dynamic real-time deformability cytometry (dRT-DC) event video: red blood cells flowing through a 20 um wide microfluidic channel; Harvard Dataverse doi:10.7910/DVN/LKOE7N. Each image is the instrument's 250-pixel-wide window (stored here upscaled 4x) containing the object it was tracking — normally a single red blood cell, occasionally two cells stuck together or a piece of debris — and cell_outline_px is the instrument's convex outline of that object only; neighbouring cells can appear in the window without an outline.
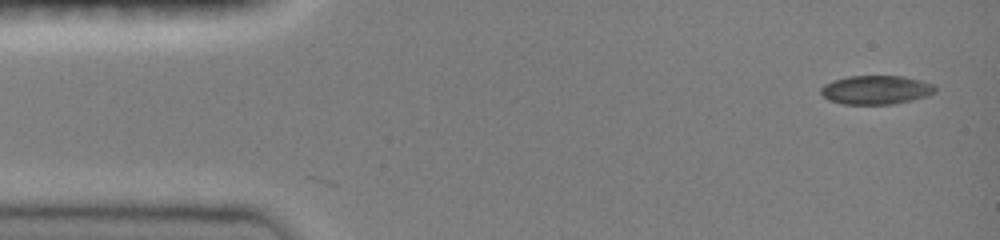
{"species": "common noctule bat (a hibernating species)", "species_latin": "Nyctalus noctula", "temperature_condition": "room temperature", "stored_images_in_passage": 2, "camera_frame_rate_fps": 3000, "um_per_image_px": 0.085, "animal": {"sex": "female", "body_mass_g": 19.0, "forearm_length_mm": 51.5}, "frame": {"image": 1, "passage_image": 2, "time_ms": 0.333, "image_size_px": [1000, 240], "cell_outline_px": [[936, 92], [928, 96], [912, 100], [892, 104], [844, 104], [828, 100], [820, 92], [820, 88], [824, 84], [832, 80], [848, 76], [904, 76], [920, 80], [932, 84], [936, 88]], "centroid_in_image_um": [74.45, 7.64], "position_along_channel_um": 10.5, "area_um2": 19.31}}